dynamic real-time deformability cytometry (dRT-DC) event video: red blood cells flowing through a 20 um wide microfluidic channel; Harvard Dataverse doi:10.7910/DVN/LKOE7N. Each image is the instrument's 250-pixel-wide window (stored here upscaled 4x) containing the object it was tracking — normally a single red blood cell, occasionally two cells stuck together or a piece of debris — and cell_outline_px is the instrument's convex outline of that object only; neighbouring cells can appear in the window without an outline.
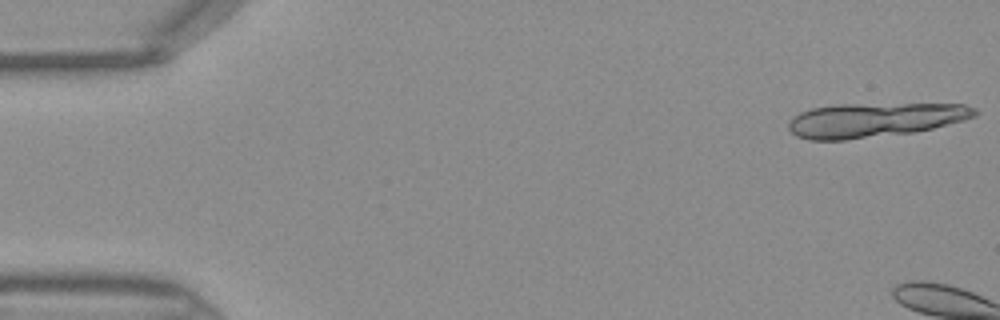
{"species": "Egyptian fruit bat (a non-hibernating species)", "species_latin": "Rousettus aegyptiacus", "temperature_condition": "warm", "stored_images_in_passage": 4, "camera_frame_rate_fps": 3000, "um_per_image_px": 0.085, "frame": {"image": 1, "passage_image": 1, "time_ms": 0.0, "image_size_px": [1000, 320], "cell_outline_px": [[980, 112], [976, 116], [964, 120], [916, 132], [844, 140], [808, 140], [796, 136], [788, 128], [788, 120], [800, 112], [812, 108], [836, 104], [964, 104], [976, 108]], "centroid_in_image_um": [74.33, 10.19], "position_along_channel_um": 10.7, "area_um2": 37.45}}